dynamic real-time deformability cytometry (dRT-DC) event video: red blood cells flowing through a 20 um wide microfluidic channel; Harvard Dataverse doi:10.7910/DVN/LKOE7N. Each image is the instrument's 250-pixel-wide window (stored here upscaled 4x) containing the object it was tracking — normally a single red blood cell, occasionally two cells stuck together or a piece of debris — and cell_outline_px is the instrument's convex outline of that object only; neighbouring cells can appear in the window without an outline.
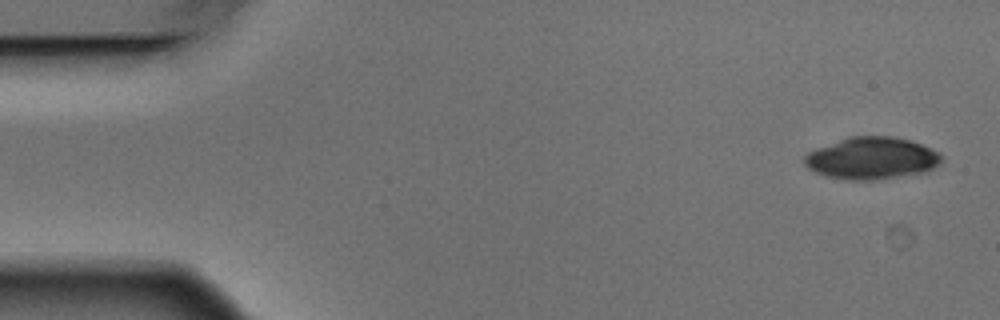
{"species": "Egyptian fruit bat (a non-hibernating species)", "species_latin": "Rousettus aegyptiacus", "temperature_condition": "warm", "stored_images_in_passage": 4, "camera_frame_rate_fps": 3000, "um_per_image_px": 0.085, "animal": {"sex": "male"}, "frame": {"image": 1, "passage_image": 1, "time_ms": 0.0, "image_size_px": [1000, 320], "cell_outline_px": [[940, 164], [928, 172], [872, 180], [844, 180], [828, 176], [816, 172], [808, 168], [804, 164], [804, 156], [808, 152], [816, 148], [848, 136], [892, 136], [912, 140], [940, 152]], "centroid_in_image_um": [74.1, 13.44], "position_along_channel_um": 10.9, "area_um2": 33.81}}